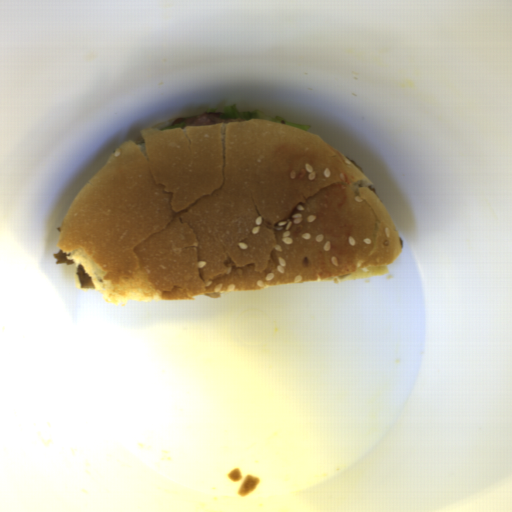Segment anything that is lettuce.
I'll return each instance as SVG.
<instances>
[{
    "label": "lettuce",
    "mask_w": 512,
    "mask_h": 512,
    "mask_svg": "<svg viewBox=\"0 0 512 512\" xmlns=\"http://www.w3.org/2000/svg\"><path fill=\"white\" fill-rule=\"evenodd\" d=\"M185 124L186 122H182L181 124L179 125H175V126H171L169 128H165V129H160V130H170V129H174V128H180V129H184L185 128Z\"/></svg>",
    "instance_id": "2"
},
{
    "label": "lettuce",
    "mask_w": 512,
    "mask_h": 512,
    "mask_svg": "<svg viewBox=\"0 0 512 512\" xmlns=\"http://www.w3.org/2000/svg\"><path fill=\"white\" fill-rule=\"evenodd\" d=\"M221 118L245 119L246 121L250 120V119H266V120L275 121V122L283 123L286 125L298 127V128L305 129V130H307L308 128L311 127V126H300V125L291 123L283 118L258 115L256 111H239L237 106H235L234 104L231 106H223Z\"/></svg>",
    "instance_id": "1"
}]
</instances>
